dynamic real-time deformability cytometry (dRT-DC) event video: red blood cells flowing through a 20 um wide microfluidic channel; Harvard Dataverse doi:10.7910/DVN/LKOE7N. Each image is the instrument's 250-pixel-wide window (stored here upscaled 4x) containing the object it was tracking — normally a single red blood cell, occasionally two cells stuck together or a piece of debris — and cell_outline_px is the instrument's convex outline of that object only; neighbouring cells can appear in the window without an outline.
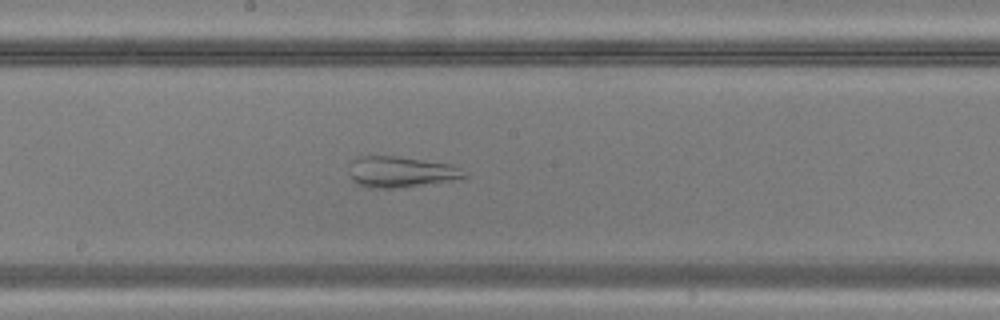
{"species": "common noctule bat (a hibernating species)", "species_latin": "Nyctalus noctula", "temperature_condition": "warm", "stored_images_in_passage": 45, "camera_frame_rate_fps": 3000, "um_per_image_px": 0.085, "animal": {"sex": "male", "body_mass_g": 20.5, "forearm_length_mm": 52.5}, "frame": {"image": 1, "passage_image": 24, "time_ms": 7.667, "image_size_px": [1000, 320], "cell_outline_px": [[468, 176], [464, 180], [400, 188], [372, 188], [356, 184], [352, 180], [348, 172], [352, 160], [356, 156], [396, 156], [452, 164], [460, 168]], "centroid_in_image_um": [34.12, 14.63], "position_along_channel_um": 214.1, "area_um2": 21.39}}
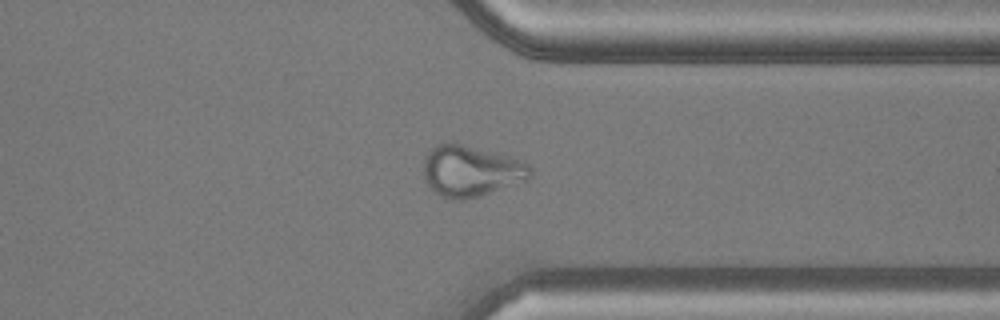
{"frame": {"image": 2, "passage_image": 35, "time_ms": 11.333, "image_size_px": [1000, 320], "cell_outline_px": [[532, 176], [528, 180], [464, 200], [452, 200], [440, 196], [432, 192], [424, 176], [424, 156], [436, 144], [452, 140], [456, 140], [528, 164], [532, 168]], "centroid_in_image_um": [39.97, 14.51], "position_along_channel_um": 371.4, "area_um2": 32.02}}
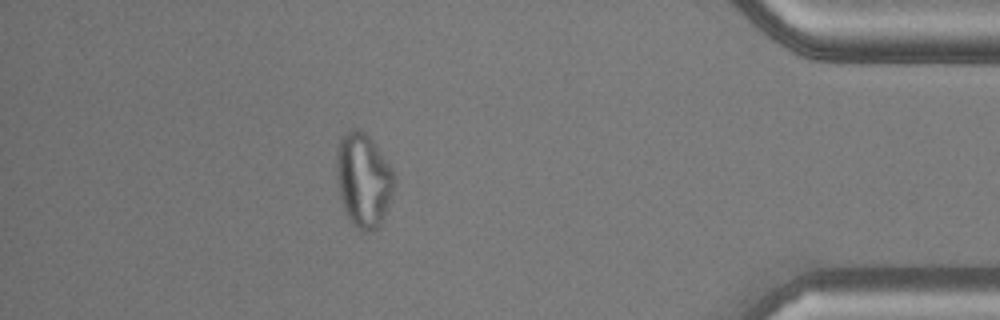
{"frame": {"image": 3, "passage_image": 40, "time_ms": 13.0, "image_size_px": [1000, 320], "cell_outline_px": [[396, 180], [380, 224], [372, 232], [360, 232], [356, 228], [344, 212], [336, 180], [336, 152], [340, 136], [344, 132], [352, 128], [360, 128], [372, 140], [392, 168]], "centroid_in_image_um": [30.85, 15.28], "position_along_channel_um": 404.4, "area_um2": 31.85}}